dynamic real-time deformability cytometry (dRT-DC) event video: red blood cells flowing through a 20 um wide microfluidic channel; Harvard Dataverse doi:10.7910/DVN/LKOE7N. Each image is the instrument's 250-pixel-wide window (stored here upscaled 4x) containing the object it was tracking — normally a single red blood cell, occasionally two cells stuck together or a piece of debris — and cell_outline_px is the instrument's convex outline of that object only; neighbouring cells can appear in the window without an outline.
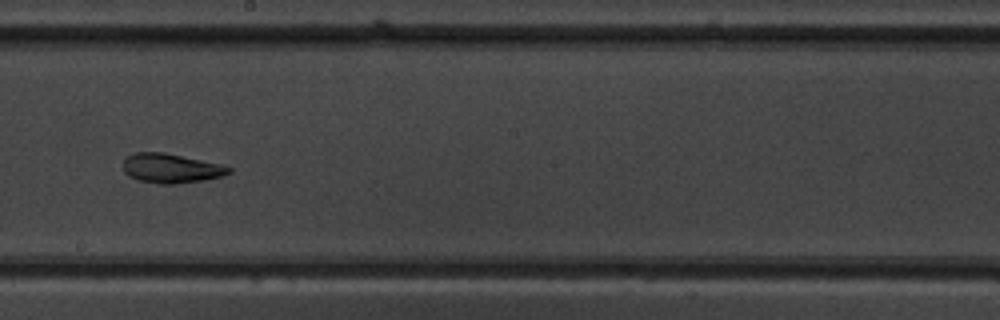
{"species": "common noctule bat (a hibernating species)", "species_latin": "Nyctalus noctula", "temperature_condition": "warm", "stored_images_in_passage": 8, "camera_frame_rate_fps": 3000, "um_per_image_px": 0.085, "animal": {"sex": "male", "body_mass_g": 19.5, "forearm_length_mm": 54.6}, "frame": {"image": 1, "passage_image": 8, "time_ms": 8.0, "image_size_px": [1000, 320], "cell_outline_px": [[232, 172], [224, 176], [204, 180], [176, 184], [160, 184], [140, 180], [128, 176], [124, 172], [124, 156], [136, 152], [164, 152], [224, 164], [232, 168]], "centroid_in_image_um": [14.58, 14.3], "position_along_channel_um": 233.6, "area_um2": 18.44}}